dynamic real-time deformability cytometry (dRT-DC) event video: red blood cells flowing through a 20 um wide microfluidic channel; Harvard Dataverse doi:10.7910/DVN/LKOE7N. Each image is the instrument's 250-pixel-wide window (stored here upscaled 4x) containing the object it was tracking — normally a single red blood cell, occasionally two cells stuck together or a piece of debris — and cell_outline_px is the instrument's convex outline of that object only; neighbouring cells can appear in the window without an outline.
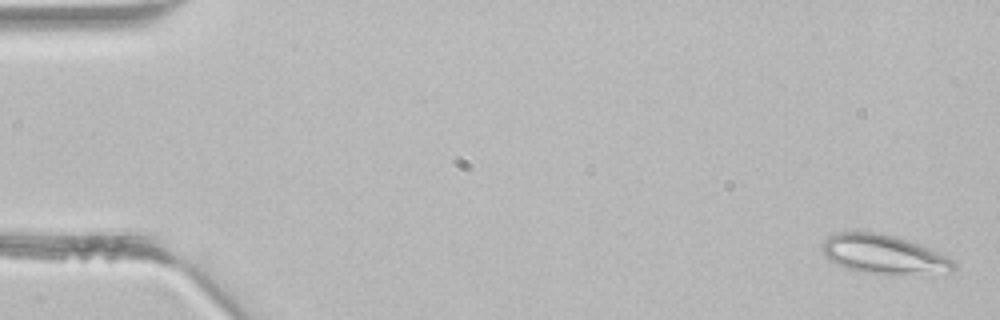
{"species": "common noctule bat (a hibernating species)", "species_latin": "Nyctalus noctula", "temperature_condition": "room temperature", "stored_images_in_passage": 4, "camera_frame_rate_fps": 3000, "um_per_image_px": 0.085, "animal": {"sex": "male", "body_mass_g": 21.5, "forearm_length_mm": 52.0}, "frame": {"image": 1, "passage_image": 1, "time_ms": 0.0, "image_size_px": [1000, 320], "cell_outline_px": [[956, 268], [948, 272], [864, 272], [848, 268], [836, 264], [828, 260], [824, 256], [820, 244], [828, 236], [836, 232], [880, 232], [908, 240], [928, 248], [952, 260], [956, 264]], "centroid_in_image_um": [75.01, 21.57], "position_along_channel_um": 10.0, "area_um2": 29.02}}